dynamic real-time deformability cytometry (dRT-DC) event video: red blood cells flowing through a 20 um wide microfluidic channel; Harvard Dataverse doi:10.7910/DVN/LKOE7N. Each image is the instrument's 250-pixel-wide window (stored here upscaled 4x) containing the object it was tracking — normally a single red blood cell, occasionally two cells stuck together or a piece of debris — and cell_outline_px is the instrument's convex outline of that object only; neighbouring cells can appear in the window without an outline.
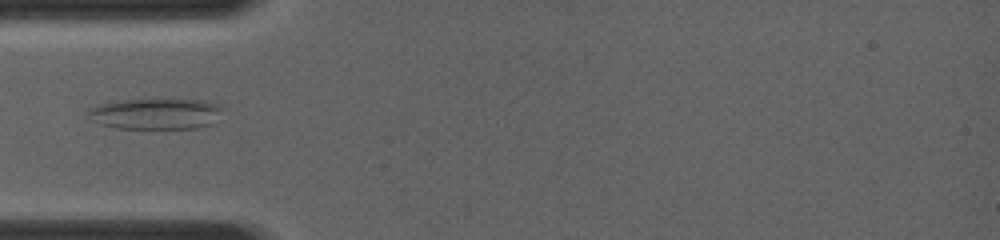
{"species": "common noctule bat (a hibernating species)", "species_latin": "Nyctalus noctula", "temperature_condition": "room temperature", "stored_images_in_passage": 29, "camera_frame_rate_fps": 4000, "um_per_image_px": 0.085, "animal": {"sex": "female", "body_mass_g": 19.0, "forearm_length_mm": 56.7}, "frame": {"image": 1, "passage_image": 1, "time_ms": 0.0, "image_size_px": [1000, 240], "cell_outline_px": [[220, 108], [208, 124], [192, 128], [120, 128], [104, 124], [96, 120], [88, 112], [92, 108], [100, 104], [116, 100], [204, 100], [220, 104]], "centroid_in_image_um": [13.21, 9.65], "position_along_channel_um": 71.8, "area_um2": 23.06}}
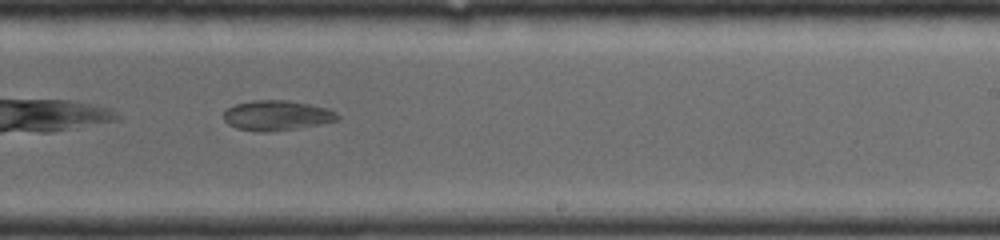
{"frame": {"image": 2, "passage_image": 20, "time_ms": 4.25, "image_size_px": [1000, 240], "cell_outline_px": [[340, 120], [292, 128], [264, 132], [236, 128], [228, 124], [224, 120], [224, 112], [228, 108], [236, 104], [252, 100], [288, 100], [328, 108], [336, 112], [340, 116]], "centroid_in_image_um": [23.52, 9.79], "position_along_channel_um": 265.5, "area_um2": 19.59}}
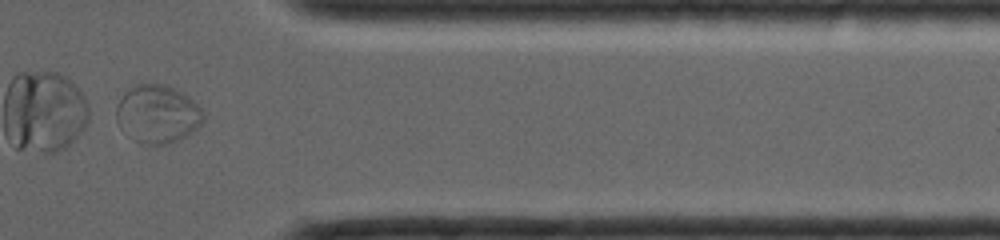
{"frame": {"image": 3, "passage_image": 28, "time_ms": 7.25, "image_size_px": [1000, 240], "cell_outline_px": [[204, 120], [200, 124], [188, 132], [164, 144], [152, 144], [136, 140], [116, 120], [116, 108], [128, 84], [164, 84], [188, 96], [200, 108], [204, 116]], "centroid_in_image_um": [13.35, 9.61], "position_along_channel_um": 398.1, "area_um2": 28.38}}